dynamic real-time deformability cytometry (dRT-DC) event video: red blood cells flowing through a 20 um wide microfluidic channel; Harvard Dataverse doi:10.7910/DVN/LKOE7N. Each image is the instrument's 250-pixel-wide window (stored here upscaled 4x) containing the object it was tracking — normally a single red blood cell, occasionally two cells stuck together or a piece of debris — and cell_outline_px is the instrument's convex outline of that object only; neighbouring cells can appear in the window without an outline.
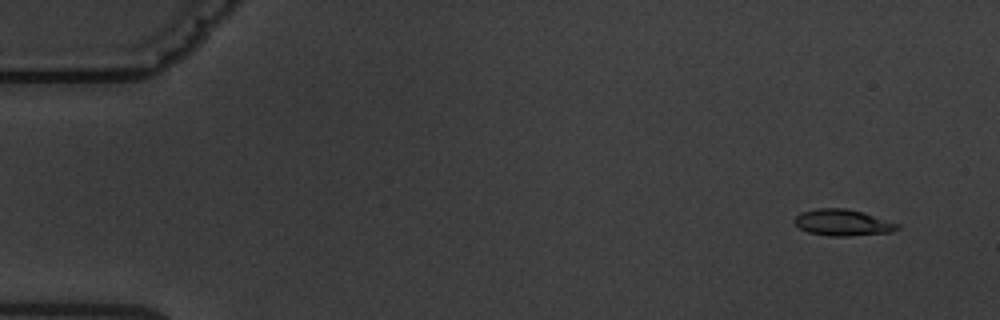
{"species": "common noctule bat (a hibernating species)", "species_latin": "Nyctalus noctula", "temperature_condition": "warm", "stored_images_in_passage": 10, "camera_frame_rate_fps": 3000, "um_per_image_px": 0.085, "animal": {"sex": "male", "body_mass_g": 19.5, "forearm_length_mm": 54.6}, "frame": {"image": 1, "passage_image": 2, "time_ms": 1.0, "image_size_px": [1000, 320], "cell_outline_px": [[900, 228], [892, 232], [848, 236], [828, 236], [808, 232], [800, 228], [792, 220], [800, 212], [816, 208], [844, 208], [860, 212], [900, 224]], "centroid_in_image_um": [71.6, 18.92], "position_along_channel_um": 13.4, "area_um2": 15.72}}
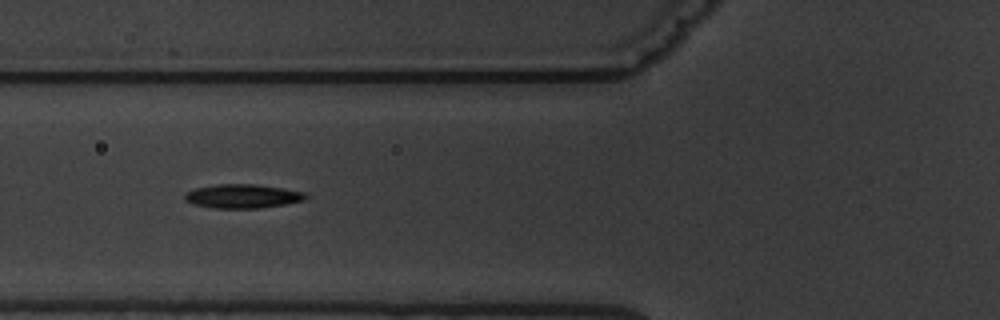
{"frame": {"image": 2, "passage_image": 7, "time_ms": 7.0, "image_size_px": [1000, 320], "cell_outline_px": [[308, 196], [304, 200], [284, 204], [260, 208], [212, 208], [192, 204], [184, 200], [184, 192], [196, 188], [216, 184], [256, 184], [284, 188], [304, 192]], "centroid_in_image_um": [20.58, 16.67], "position_along_channel_um": 105.2, "area_um2": 16.99}}
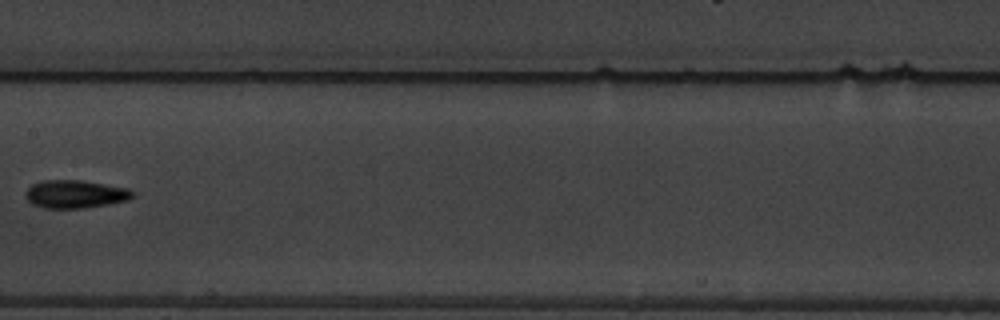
{"frame": {"image": 3, "passage_image": 9, "time_ms": 9.667, "image_size_px": [1000, 320], "cell_outline_px": [[136, 196], [128, 200], [108, 204], [84, 208], [44, 208], [32, 204], [24, 196], [24, 192], [32, 184], [40, 180], [80, 180], [128, 188]], "centroid_in_image_um": [6.36, 16.5], "position_along_channel_um": 201.0, "area_um2": 17.57}}